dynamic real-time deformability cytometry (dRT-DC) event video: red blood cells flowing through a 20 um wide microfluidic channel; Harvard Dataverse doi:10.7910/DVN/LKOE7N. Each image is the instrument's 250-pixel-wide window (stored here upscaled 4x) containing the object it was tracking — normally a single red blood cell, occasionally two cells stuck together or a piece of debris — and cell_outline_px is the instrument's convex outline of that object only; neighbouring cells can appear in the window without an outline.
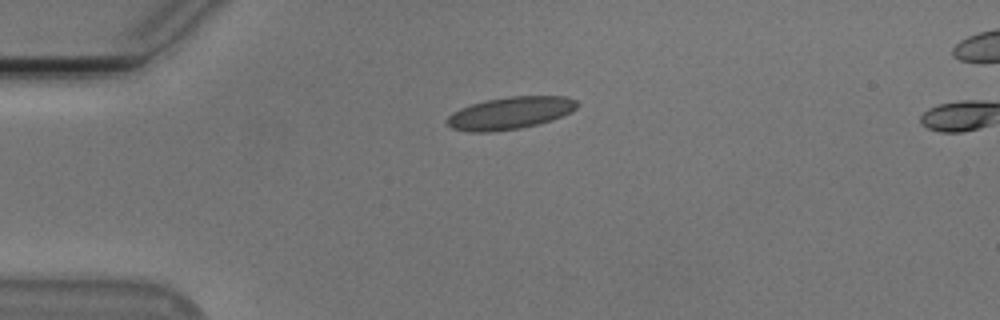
{"species": "Egyptian fruit bat (a non-hibernating species)", "species_latin": "Rousettus aegyptiacus", "temperature_condition": "cold", "stored_images_in_passage": 6, "camera_frame_rate_fps": 3000, "um_per_image_px": 0.085, "animal": {"sex": "male"}, "frame": {"image": 1, "passage_image": 1, "time_ms": 0.0, "image_size_px": [1000, 320], "cell_outline_px": [[580, 104], [576, 108], [552, 120], [520, 128], [488, 132], [468, 132], [452, 128], [448, 124], [448, 116], [452, 112], [460, 108], [484, 100], [508, 96], [564, 96], [576, 100]], "centroid_in_image_um": [43.34, 9.6], "position_along_channel_um": 41.7, "area_um2": 24.33}}